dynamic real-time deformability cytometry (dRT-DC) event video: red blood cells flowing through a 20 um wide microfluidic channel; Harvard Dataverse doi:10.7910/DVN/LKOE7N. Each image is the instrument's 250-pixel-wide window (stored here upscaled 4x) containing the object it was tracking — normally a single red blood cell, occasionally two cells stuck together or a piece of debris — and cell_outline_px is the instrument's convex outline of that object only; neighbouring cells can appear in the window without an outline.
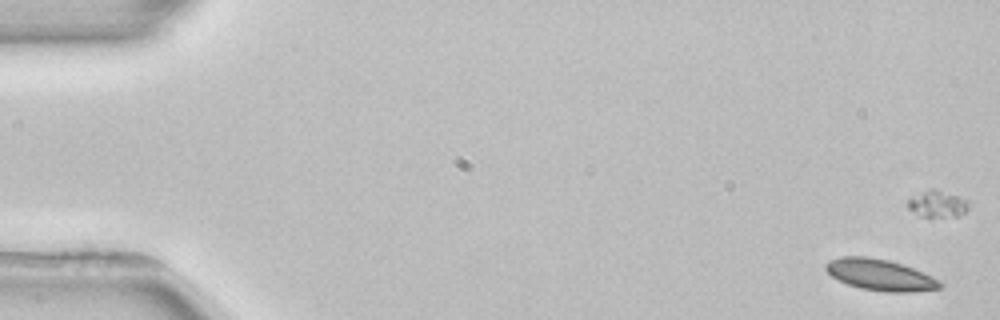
{"species": "common noctule bat (a hibernating species)", "species_latin": "Nyctalus noctula", "temperature_condition": "room temperature", "stored_images_in_passage": 7, "camera_frame_rate_fps": 3000, "um_per_image_px": 0.085, "animal": {"sex": "female", "body_mass_g": 22.7, "forearm_length_mm": 54.2}, "frame": {"image": 1, "passage_image": 1, "time_ms": 0.0, "image_size_px": [1000, 320], "cell_outline_px": [[944, 284], [940, 288], [912, 292], [884, 292], [860, 288], [848, 284], [832, 276], [824, 268], [824, 264], [828, 260], [840, 256], [868, 256], [888, 260], [912, 268], [932, 276], [940, 280]], "centroid_in_image_um": [74.79, 23.36], "position_along_channel_um": 10.2, "area_um2": 20.87}}